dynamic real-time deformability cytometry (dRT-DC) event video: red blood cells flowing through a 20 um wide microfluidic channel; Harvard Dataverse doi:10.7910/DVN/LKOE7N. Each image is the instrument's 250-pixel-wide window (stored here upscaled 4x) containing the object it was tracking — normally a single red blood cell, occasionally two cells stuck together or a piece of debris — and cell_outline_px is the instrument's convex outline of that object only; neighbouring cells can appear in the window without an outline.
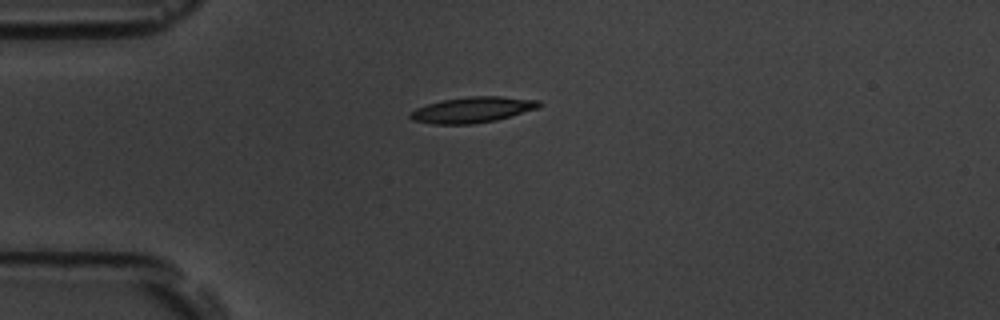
{"species": "common noctule bat (a hibernating species)", "species_latin": "Nyctalus noctula", "temperature_condition": "room temperature", "stored_images_in_passage": 43, "camera_frame_rate_fps": 3000, "um_per_image_px": 0.085, "animal": {"sex": "male", "body_mass_g": 19.5, "forearm_length_mm": 54.6}, "frame": {"image": 1, "passage_image": 1, "time_ms": 0.0, "image_size_px": [1000, 320], "cell_outline_px": [[544, 104], [536, 108], [496, 120], [472, 124], [432, 124], [412, 120], [408, 116], [408, 112], [416, 108], [428, 104], [444, 100], [468, 96], [500, 96], [540, 100]], "centroid_in_image_um": [40.13, 9.33], "position_along_channel_um": 44.9, "area_um2": 19.31}}
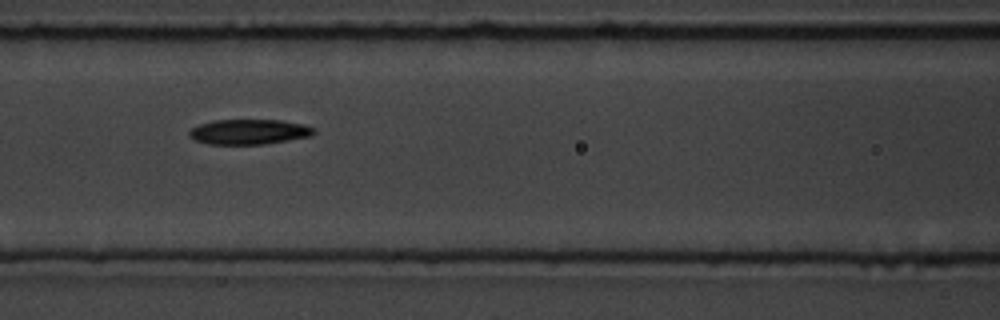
{"frame": {"image": 2, "passage_image": 11, "time_ms": 3.333, "image_size_px": [1000, 320], "cell_outline_px": [[316, 132], [312, 136], [264, 144], [208, 144], [192, 140], [188, 136], [188, 132], [192, 128], [200, 124], [212, 120], [280, 120], [300, 124], [316, 128]], "centroid_in_image_um": [21.14, 11.21], "position_along_channel_um": 145.5, "area_um2": 18.32}}
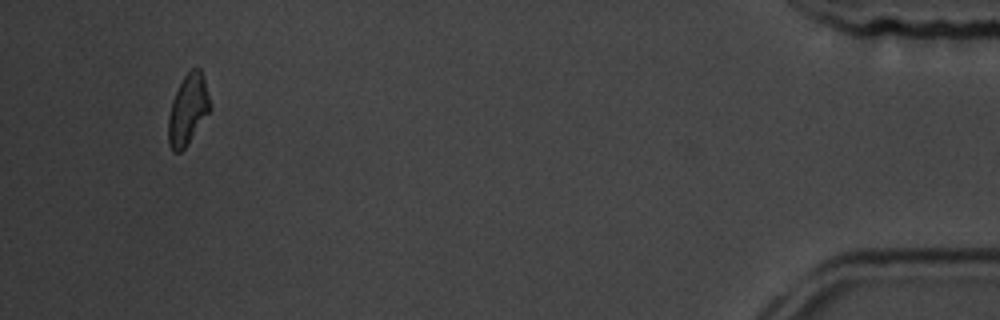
{"frame": {"image": 3, "passage_image": 40, "time_ms": 13.0, "image_size_px": [1000, 320], "cell_outline_px": [[212, 108], [184, 148], [180, 152], [172, 152], [168, 144], [168, 116], [172, 100], [184, 76], [196, 64], [200, 68], [212, 104]], "centroid_in_image_um": [15.97, 9.3], "position_along_channel_um": 419.2, "area_um2": 17.11}, "authors_computed_cell_mechanics": {"area_um2": 18.3226, "velocity_mm_per_s": 3.6187, "shape_relaxation_time_tau1_ms": 6.6839, "shape_relaxation_time_tau2_ms": null, "deformation_change_tau1": 0.1712, "deformation_change_tau2": null}}